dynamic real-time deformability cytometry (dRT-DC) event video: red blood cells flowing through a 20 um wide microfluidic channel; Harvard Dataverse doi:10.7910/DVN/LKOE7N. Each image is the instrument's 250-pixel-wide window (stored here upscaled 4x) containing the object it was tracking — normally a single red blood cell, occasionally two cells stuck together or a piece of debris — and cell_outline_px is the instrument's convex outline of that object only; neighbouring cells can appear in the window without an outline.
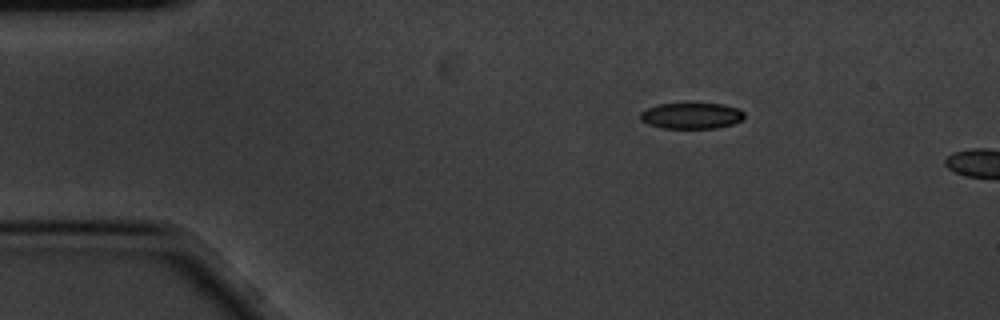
{"species": "common noctule bat (a hibernating species)", "species_latin": "Nyctalus noctula", "temperature_condition": "cold", "stored_images_in_passage": 3, "camera_frame_rate_fps": 3000, "um_per_image_px": 0.085, "animal": {"sex": "male", "body_mass_g": 20.1, "forearm_length_mm": 53.5}, "frame": {"image": 1, "passage_image": 1, "time_ms": 0.0, "image_size_px": [1000, 320], "cell_outline_px": [[744, 120], [732, 124], [716, 128], [664, 128], [648, 124], [640, 120], [640, 112], [644, 108], [656, 104], [724, 104], [736, 108], [744, 112]], "centroid_in_image_um": [58.75, 9.84], "position_along_channel_um": 26.3, "area_um2": 15.84}}